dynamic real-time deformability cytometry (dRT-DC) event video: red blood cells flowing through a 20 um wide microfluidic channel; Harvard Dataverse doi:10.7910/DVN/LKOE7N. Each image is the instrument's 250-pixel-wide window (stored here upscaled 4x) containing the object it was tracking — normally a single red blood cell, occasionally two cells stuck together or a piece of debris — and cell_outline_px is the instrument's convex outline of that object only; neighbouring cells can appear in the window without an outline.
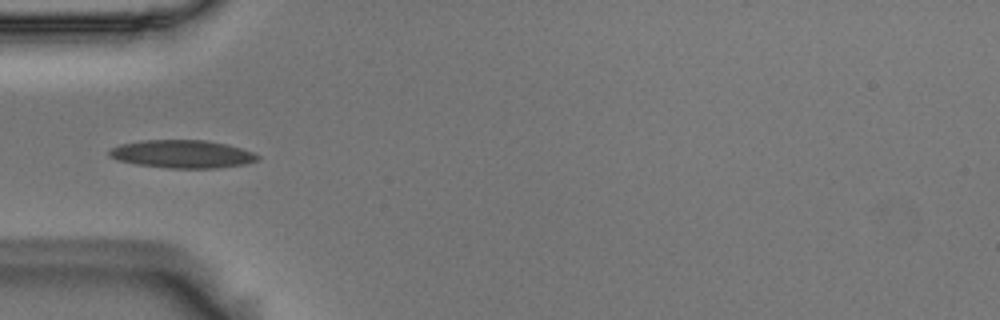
{"species": "Egyptian fruit bat (a non-hibernating species)", "species_latin": "Rousettus aegyptiacus", "temperature_condition": "room temperature", "stored_images_in_passage": 6, "camera_frame_rate_fps": 3000, "um_per_image_px": 0.085, "animal": {"sex": "male"}, "frame": {"image": 1, "passage_image": 4, "time_ms": 1.0, "image_size_px": [1000, 320], "cell_outline_px": [[260, 160], [248, 164], [216, 168], [168, 168], [136, 164], [116, 160], [108, 156], [108, 152], [112, 148], [120, 144], [140, 140], [204, 140], [224, 144], [240, 148], [252, 152], [260, 156]], "centroid_in_image_um": [15.48, 13.1], "position_along_channel_um": 69.5, "area_um2": 24.28}}
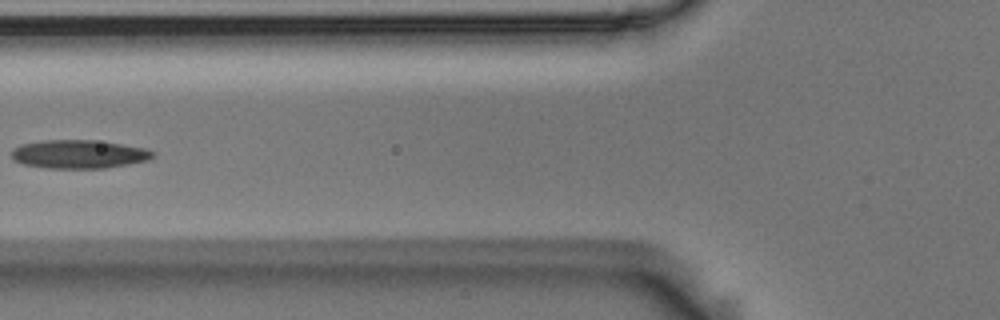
{"frame": {"image": 2, "passage_image": 5, "time_ms": 1.333, "image_size_px": [1000, 320], "cell_outline_px": [[156, 156], [148, 160], [128, 164], [104, 168], [48, 168], [24, 164], [12, 160], [12, 148], [20, 144], [44, 140], [92, 140], [120, 144], [144, 148], [156, 152]], "centroid_in_image_um": [6.69, 13.1], "position_along_channel_um": 119.1, "area_um2": 23.47}}
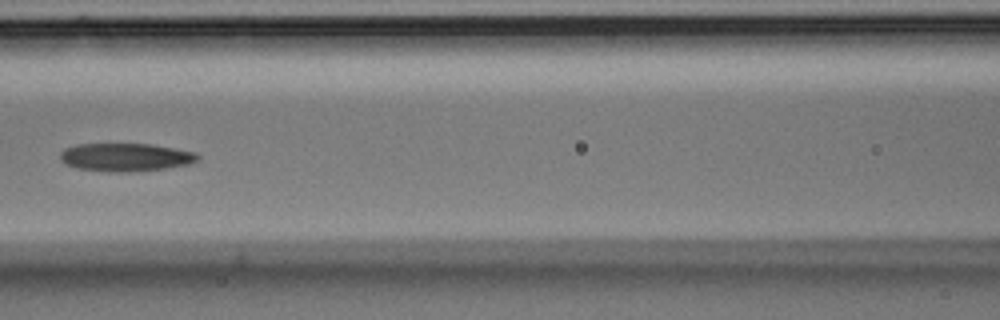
{"frame": {"image": 3, "passage_image": 6, "time_ms": 1.667, "image_size_px": [1000, 320], "cell_outline_px": [[200, 160], [188, 164], [164, 168], [128, 172], [108, 172], [76, 168], [64, 164], [60, 160], [60, 152], [64, 148], [76, 144], [152, 144], [196, 152], [200, 156]], "centroid_in_image_um": [10.65, 13.36], "position_along_channel_um": 156.0, "area_um2": 22.72}}